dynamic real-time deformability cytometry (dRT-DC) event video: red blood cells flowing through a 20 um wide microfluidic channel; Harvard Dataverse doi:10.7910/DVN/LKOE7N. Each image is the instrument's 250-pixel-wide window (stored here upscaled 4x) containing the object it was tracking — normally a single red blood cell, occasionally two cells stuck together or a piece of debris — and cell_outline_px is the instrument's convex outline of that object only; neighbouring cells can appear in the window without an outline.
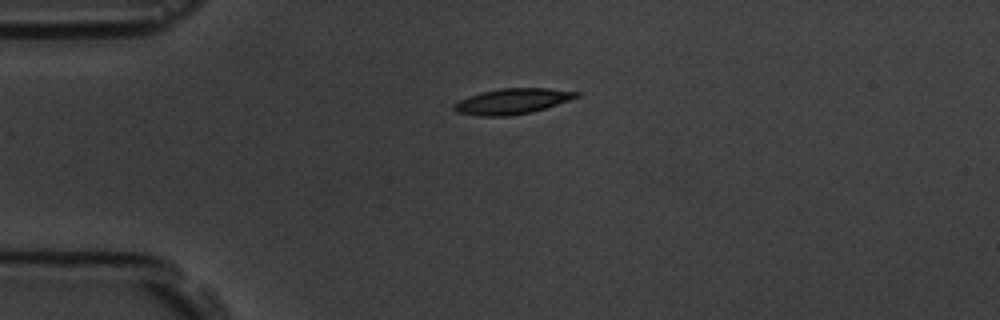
{"species": "common noctule bat (a hibernating species)", "species_latin": "Nyctalus noctula", "temperature_condition": "room temperature", "stored_images_in_passage": 2, "camera_frame_rate_fps": 3000, "um_per_image_px": 0.085, "animal": {"sex": "male", "body_mass_g": 19.5, "forearm_length_mm": 54.6}, "frame": {"image": 1, "passage_image": 1, "time_ms": 0.0, "image_size_px": [1000, 320], "cell_outline_px": [[580, 96], [532, 112], [508, 116], [476, 116], [456, 112], [452, 108], [452, 104], [468, 96], [500, 88], [548, 88], [580, 92]], "centroid_in_image_um": [43.5, 8.61], "position_along_channel_um": 41.5, "area_um2": 18.15}}